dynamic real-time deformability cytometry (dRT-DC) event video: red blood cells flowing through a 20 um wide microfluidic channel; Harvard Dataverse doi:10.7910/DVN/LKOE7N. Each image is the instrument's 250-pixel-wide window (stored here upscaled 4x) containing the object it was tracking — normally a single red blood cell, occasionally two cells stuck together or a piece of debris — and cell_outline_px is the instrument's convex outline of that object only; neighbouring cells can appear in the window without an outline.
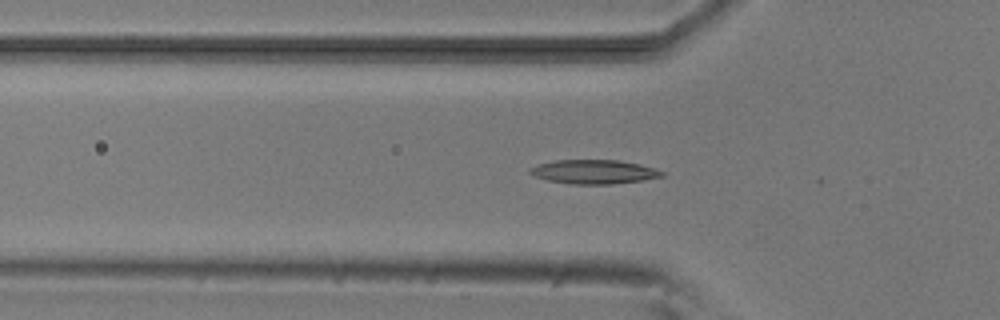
{"species": "common noctule bat (a hibernating species)", "species_latin": "Nyctalus noctula", "temperature_condition": "room temperature", "stored_images_in_passage": 40, "camera_frame_rate_fps": 3000, "um_per_image_px": 0.085, "animal": {"sex": "male", "body_mass_g": 20.5, "forearm_length_mm": 52.5}, "frame": {"image": 1, "passage_image": 14, "time_ms": 4.333, "image_size_px": [1000, 320], "cell_outline_px": [[664, 176], [644, 180], [612, 184], [572, 184], [548, 180], [536, 176], [528, 172], [528, 168], [536, 164], [556, 160], [616, 160], [640, 164], [656, 168], [664, 172]], "centroid_in_image_um": [50.49, 14.6], "position_along_channel_um": 75.3, "area_um2": 18.55}}
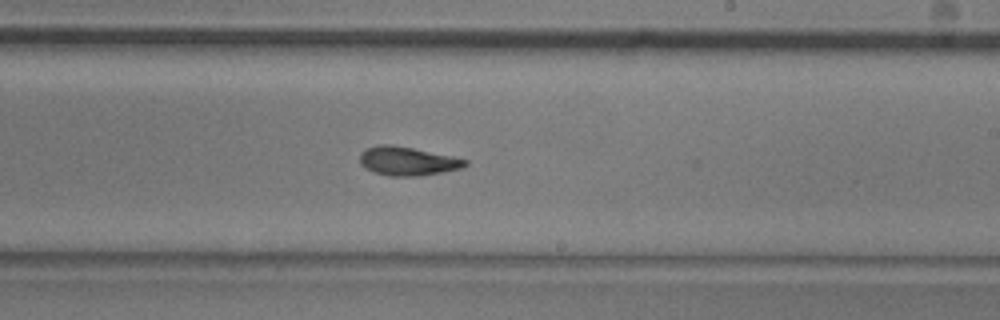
{"frame": {"image": 2, "passage_image": 28, "time_ms": 9.0, "image_size_px": [1000, 320], "cell_outline_px": [[468, 164], [460, 168], [420, 176], [388, 176], [376, 172], [360, 164], [360, 152], [376, 144], [392, 144], [452, 156], [468, 160]], "centroid_in_image_um": [34.62, 13.68], "position_along_channel_um": 254.4, "area_um2": 17.46}}
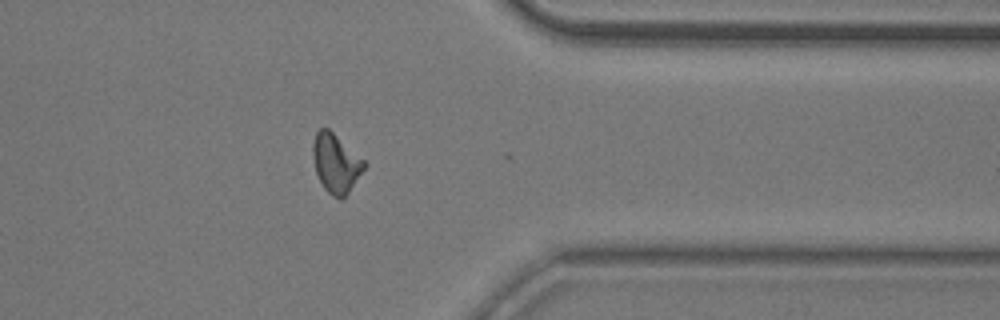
{"frame": {"image": 3, "passage_image": 39, "time_ms": 12.667, "image_size_px": [1000, 320], "cell_outline_px": [[364, 168], [344, 200], [340, 200], [332, 196], [324, 188], [316, 172], [312, 156], [312, 144], [316, 132], [320, 128], [328, 128], [364, 160]], "centroid_in_image_um": [28.52, 13.9], "position_along_channel_um": 382.9, "area_um2": 17.46}, "authors_computed_cell_mechanics": {"area_um2": 17.4556, "velocity_mm_per_s": 3.8141, "shape_relaxation_time_tau1_ms": 6.0612, "shape_relaxation_time_tau2_ms": 3.1002, "deformation_change_tau1": 0.1868, "deformation_change_tau2": 0.0981}}